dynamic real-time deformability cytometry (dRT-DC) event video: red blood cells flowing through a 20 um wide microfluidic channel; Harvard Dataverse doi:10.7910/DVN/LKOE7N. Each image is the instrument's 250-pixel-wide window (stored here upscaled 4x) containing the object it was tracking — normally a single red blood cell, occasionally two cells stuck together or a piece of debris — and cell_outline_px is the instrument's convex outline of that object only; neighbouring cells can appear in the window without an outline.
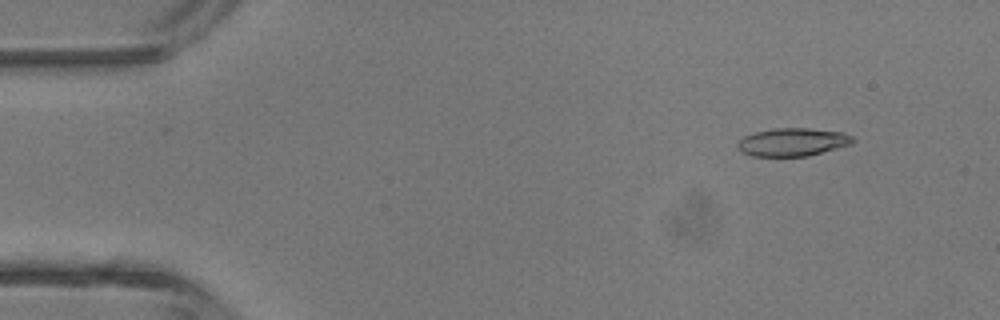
{"species": "common noctule bat (a hibernating species)", "species_latin": "Nyctalus noctula", "temperature_condition": "room temperature", "stored_images_in_passage": 5, "camera_frame_rate_fps": 3000, "um_per_image_px": 0.085, "animal": {"sex": "male", "body_mass_g": 13.3}, "frame": {"image": 1, "passage_image": 2, "time_ms": 1.0, "image_size_px": [1000, 320], "cell_outline_px": [[856, 140], [852, 144], [808, 156], [752, 156], [736, 148], [736, 144], [744, 136], [756, 132], [776, 128], [808, 128], [844, 132], [852, 136]], "centroid_in_image_um": [67.4, 12.07], "position_along_channel_um": 17.6, "area_um2": 18.84}}